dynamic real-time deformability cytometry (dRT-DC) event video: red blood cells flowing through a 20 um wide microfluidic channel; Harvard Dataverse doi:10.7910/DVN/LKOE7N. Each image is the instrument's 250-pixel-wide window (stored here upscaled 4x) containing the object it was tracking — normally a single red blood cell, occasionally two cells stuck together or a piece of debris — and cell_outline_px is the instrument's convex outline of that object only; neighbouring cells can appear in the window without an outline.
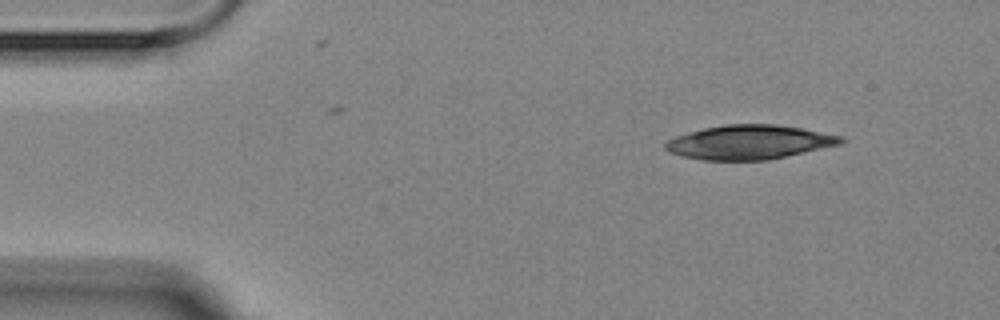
{"species": "Egyptian fruit bat (a non-hibernating species)", "species_latin": "Rousettus aegyptiacus", "temperature_condition": "room temperature", "stored_images_in_passage": 3, "camera_frame_rate_fps": 3000, "um_per_image_px": 0.085, "animal": {"sex": "female"}, "frame": {"image": 1, "passage_image": 1, "time_ms": 0.0, "image_size_px": [1000, 320], "cell_outline_px": [[848, 140], [840, 144], [768, 160], [704, 160], [680, 156], [668, 152], [664, 148], [664, 144], [668, 140], [676, 136], [704, 128], [724, 124], [776, 124], [800, 128], [844, 136]], "centroid_in_image_um": [63.69, 12.08], "position_along_channel_um": 21.3, "area_um2": 34.97}}